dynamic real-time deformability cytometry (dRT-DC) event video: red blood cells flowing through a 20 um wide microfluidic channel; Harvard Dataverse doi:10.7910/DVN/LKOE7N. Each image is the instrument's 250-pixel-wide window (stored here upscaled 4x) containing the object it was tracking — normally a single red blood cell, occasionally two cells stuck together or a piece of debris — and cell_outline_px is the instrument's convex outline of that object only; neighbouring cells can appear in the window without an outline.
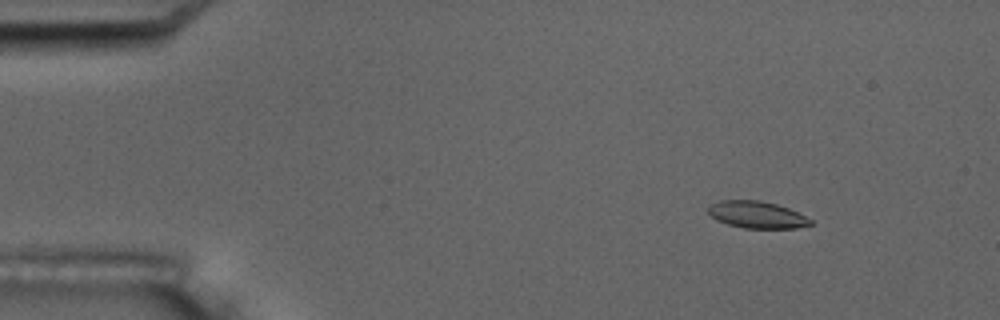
{"species": "common noctule bat (a hibernating species)", "species_latin": "Nyctalus noctula", "temperature_condition": "room temperature", "stored_images_in_passage": 6, "camera_frame_rate_fps": 3000, "um_per_image_px": 0.085, "animal": {"sex": "male", "body_mass_g": 17.5, "forearm_length_mm": 52.3}, "frame": {"image": 1, "passage_image": 3, "time_ms": 2.333, "image_size_px": [1000, 320], "cell_outline_px": [[812, 224], [796, 228], [744, 228], [728, 224], [716, 220], [708, 212], [708, 204], [720, 200], [760, 200], [776, 204], [788, 208], [812, 220]], "centroid_in_image_um": [64.29, 18.24], "position_along_channel_um": 20.7, "area_um2": 16.01}}